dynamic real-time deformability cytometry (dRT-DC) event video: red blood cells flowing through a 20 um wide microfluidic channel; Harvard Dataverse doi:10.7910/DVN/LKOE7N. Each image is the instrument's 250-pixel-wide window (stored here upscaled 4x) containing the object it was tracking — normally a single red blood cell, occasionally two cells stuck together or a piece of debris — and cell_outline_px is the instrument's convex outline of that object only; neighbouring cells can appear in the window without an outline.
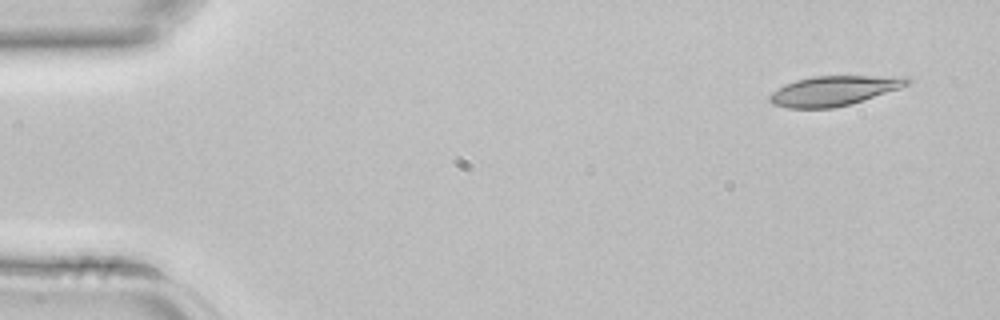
{"species": "common noctule bat (a hibernating species)", "species_latin": "Nyctalus noctula", "temperature_condition": "room temperature", "stored_images_in_passage": 4, "segment_of_instrument_passage": [1, 2], "camera_frame_rate_fps": 3000, "um_per_image_px": 0.085, "animal": {"sex": "female", "body_mass_g": 22.7, "forearm_length_mm": 54.2}, "frame": {"image": 1, "passage_image": 1, "time_ms": 0.0, "image_size_px": [1000, 320], "cell_outline_px": [[912, 80], [908, 84], [900, 88], [848, 104], [832, 108], [788, 108], [772, 104], [768, 100], [768, 96], [772, 92], [784, 84], [796, 80], [812, 76], [908, 76]], "centroid_in_image_um": [70.85, 7.7], "position_along_channel_um": 14.2, "area_um2": 23.76}}